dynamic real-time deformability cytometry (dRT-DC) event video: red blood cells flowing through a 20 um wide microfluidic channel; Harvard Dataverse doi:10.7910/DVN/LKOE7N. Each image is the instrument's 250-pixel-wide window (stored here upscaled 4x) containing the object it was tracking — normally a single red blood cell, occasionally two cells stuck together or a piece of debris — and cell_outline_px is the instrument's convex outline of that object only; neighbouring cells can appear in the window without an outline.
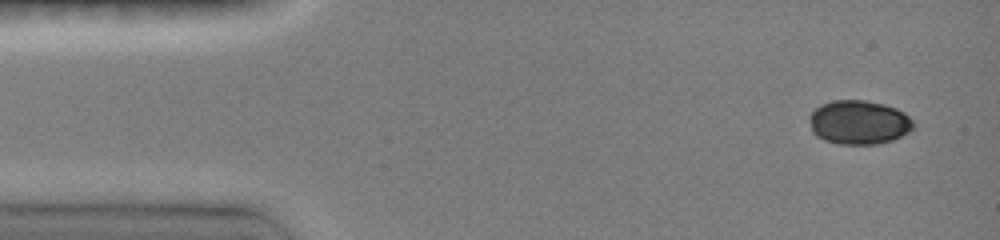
{"species": "common noctule bat (a hibernating species)", "species_latin": "Nyctalus noctula", "temperature_condition": "room temperature", "stored_images_in_passage": 20, "camera_frame_rate_fps": 3000, "um_per_image_px": 0.085, "animal": {"sex": "female", "body_mass_g": 19.0, "forearm_length_mm": 51.5}, "frame": {"image": 1, "passage_image": 1, "time_ms": 0.0, "image_size_px": [1000, 240], "cell_outline_px": [[916, 124], [908, 132], [892, 140], [876, 144], [840, 144], [824, 140], [816, 136], [812, 132], [808, 116], [820, 104], [832, 100], [864, 100], [884, 104], [896, 108], [904, 112]], "centroid_in_image_um": [72.98, 10.39], "position_along_channel_um": 12.0, "area_um2": 26.82}}
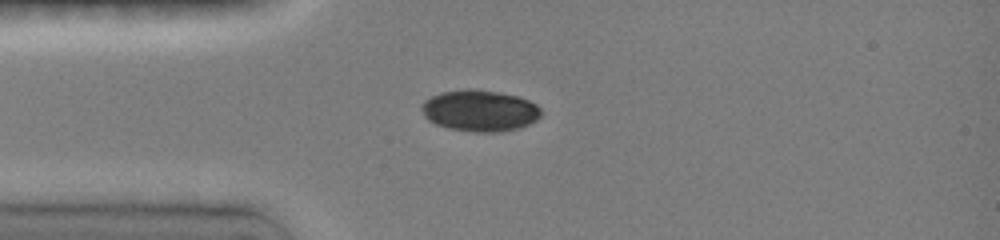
{"frame": {"image": 2, "passage_image": 6, "time_ms": 3.0, "image_size_px": [1000, 240], "cell_outline_px": [[540, 116], [536, 120], [520, 128], [500, 132], [476, 132], [448, 128], [436, 124], [428, 120], [424, 116], [420, 108], [420, 104], [424, 100], [440, 92], [468, 88], [496, 92], [516, 96], [528, 100], [536, 104], [540, 108]], "centroid_in_image_um": [40.74, 9.41], "position_along_channel_um": 44.3, "area_um2": 28.84}}
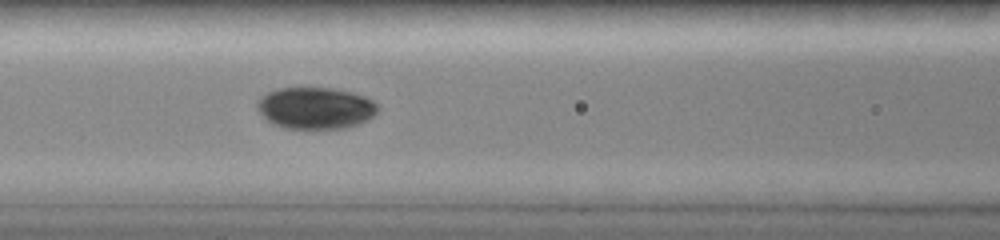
{"frame": {"image": 3, "passage_image": 12, "time_ms": 5.667, "image_size_px": [1000, 240], "cell_outline_px": [[380, 108], [368, 120], [360, 124], [348, 128], [308, 132], [284, 128], [272, 124], [256, 108], [256, 104], [260, 96], [268, 92], [280, 88], [332, 88], [364, 96], [372, 100]], "centroid_in_image_um": [26.81, 9.25], "position_along_channel_um": 139.8, "area_um2": 30.17}}